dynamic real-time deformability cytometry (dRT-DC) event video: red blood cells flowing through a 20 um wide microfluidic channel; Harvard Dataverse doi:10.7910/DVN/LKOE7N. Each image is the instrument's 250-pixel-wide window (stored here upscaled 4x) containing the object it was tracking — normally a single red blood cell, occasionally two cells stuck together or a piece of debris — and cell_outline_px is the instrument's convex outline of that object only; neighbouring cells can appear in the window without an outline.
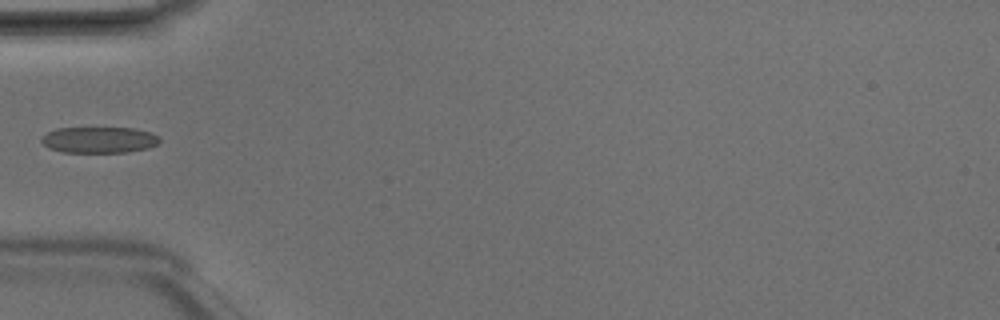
{"species": "Egyptian fruit bat (a non-hibernating species)", "species_latin": "Rousettus aegyptiacus", "temperature_condition": "room temperature", "stored_images_in_passage": 3, "camera_frame_rate_fps": 3000, "um_per_image_px": 0.085, "animal": {"sex": "male"}, "frame": {"image": 1, "passage_image": 2, "time_ms": 0.333, "image_size_px": [1000, 320], "cell_outline_px": [[160, 140], [156, 144], [148, 148], [124, 152], [64, 152], [48, 148], [40, 140], [40, 136], [56, 128], [132, 128], [152, 132], [160, 136]], "centroid_in_image_um": [8.41, 11.88], "position_along_channel_um": 76.6, "area_um2": 18.03}}